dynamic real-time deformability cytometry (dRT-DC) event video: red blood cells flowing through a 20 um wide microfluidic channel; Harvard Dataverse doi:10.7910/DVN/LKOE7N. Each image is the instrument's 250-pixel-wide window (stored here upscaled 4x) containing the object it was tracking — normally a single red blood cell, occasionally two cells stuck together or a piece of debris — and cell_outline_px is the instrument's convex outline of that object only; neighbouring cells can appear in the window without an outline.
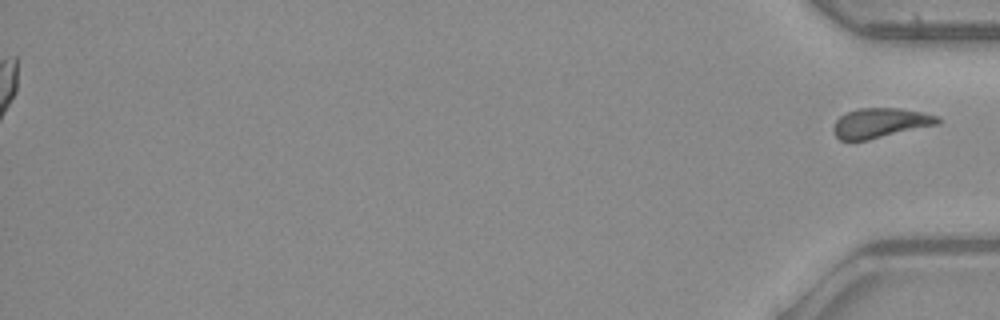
{"species": "common noctule bat (a hibernating species)", "species_latin": "Nyctalus noctula", "temperature_condition": "warm", "stored_images_in_passage": 49, "segment_of_instrument_passage": [2, 2], "camera_frame_rate_fps": 3000, "um_per_image_px": 0.085, "animal": {"sex": "male", "body_mass_g": 23.1, "forearm_length_mm": 52.7}, "frame": {"image": 1, "passage_image": 49, "time_ms": 16.0, "image_size_px": [1000, 320], "cell_outline_px": [[940, 124], [868, 140], [840, 140], [832, 132], [832, 128], [836, 120], [840, 116], [848, 112], [860, 108], [900, 108], [940, 116]], "centroid_in_image_um": [74.84, 10.45], "position_along_channel_um": 360.4, "area_um2": 18.15}}